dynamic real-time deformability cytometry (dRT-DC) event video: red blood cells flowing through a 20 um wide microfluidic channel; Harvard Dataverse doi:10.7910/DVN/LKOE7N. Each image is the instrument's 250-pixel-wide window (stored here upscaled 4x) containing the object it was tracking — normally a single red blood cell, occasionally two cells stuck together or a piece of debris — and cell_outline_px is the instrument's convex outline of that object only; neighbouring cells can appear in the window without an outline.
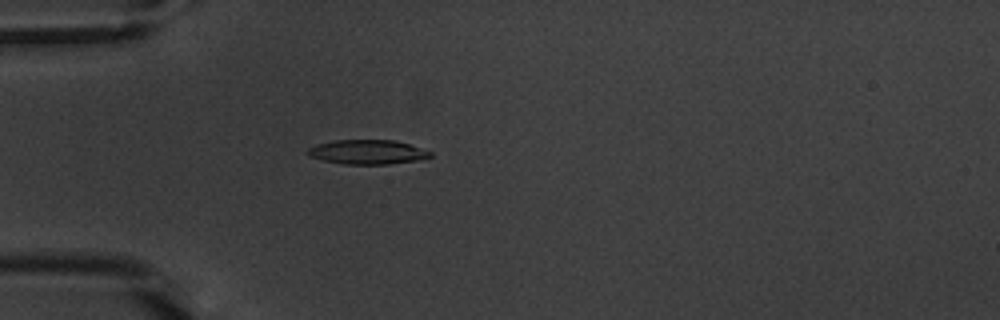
{"species": "common noctule bat (a hibernating species)", "species_latin": "Nyctalus noctula", "temperature_condition": "warm", "stored_images_in_passage": 40, "camera_frame_rate_fps": 3000, "um_per_image_px": 0.085, "animal": {"sex": "male", "body_mass_g": 20.1, "forearm_length_mm": 53.5}, "frame": {"image": 1, "passage_image": 3, "time_ms": 0.667, "image_size_px": [1000, 320], "cell_outline_px": [[432, 156], [416, 160], [388, 164], [344, 164], [324, 160], [312, 156], [304, 152], [308, 148], [316, 144], [336, 140], [392, 140], [408, 144], [432, 152]], "centroid_in_image_um": [31.2, 12.92], "position_along_channel_um": 53.8, "area_um2": 17.17}}
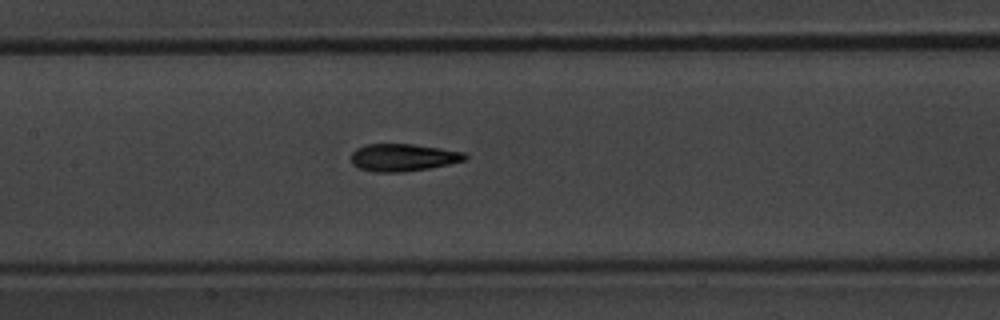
{"frame": {"image": 2, "passage_image": 13, "time_ms": 4.0, "image_size_px": [1000, 320], "cell_outline_px": [[468, 156], [464, 160], [448, 164], [428, 168], [404, 172], [376, 172], [360, 168], [352, 164], [352, 152], [356, 148], [364, 144], [412, 144], [440, 148], [464, 152]], "centroid_in_image_um": [34.24, 13.38], "position_along_channel_um": 173.2, "area_um2": 18.09}}
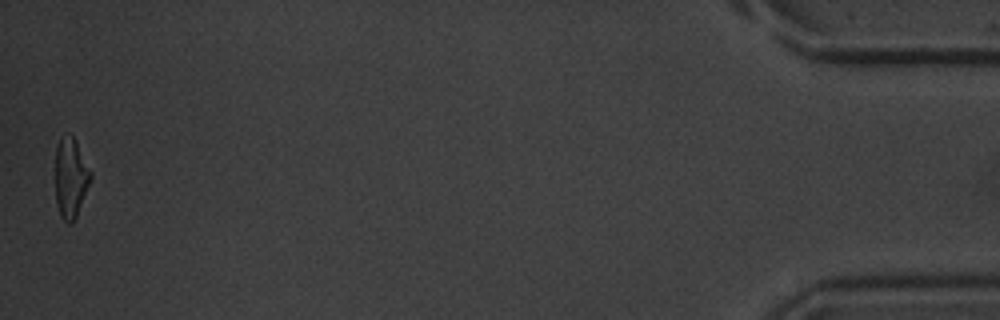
{"frame": {"image": 3, "passage_image": 40, "time_ms": 13.0, "image_size_px": [1000, 320], "cell_outline_px": [[92, 176], [76, 216], [72, 224], [68, 224], [60, 216], [56, 204], [56, 148], [60, 140], [68, 132], [72, 136], [92, 172]], "centroid_in_image_um": [6.0, 15.15], "position_along_channel_um": 429.2, "area_um2": 16.13}, "authors_computed_cell_mechanics": {"area_um2": 17.7157, "velocity_mm_per_s": 3.8405, "shape_relaxation_time_tau1_ms": 4.608, "shape_relaxation_time_tau2_ms": 2.4247, "deformation_change_tau1": 0.1789, "deformation_change_tau2": 0.1106}}